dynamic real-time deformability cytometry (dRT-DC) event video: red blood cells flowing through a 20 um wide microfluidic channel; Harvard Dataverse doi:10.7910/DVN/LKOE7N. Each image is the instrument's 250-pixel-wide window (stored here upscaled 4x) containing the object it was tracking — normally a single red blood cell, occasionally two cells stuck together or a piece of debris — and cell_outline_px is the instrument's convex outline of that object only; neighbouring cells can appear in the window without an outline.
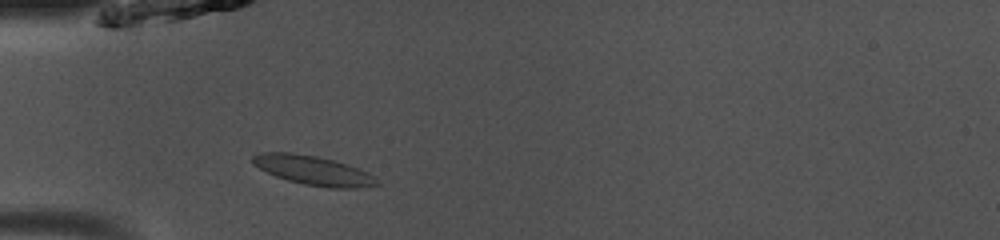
{"species": "common noctule bat (a hibernating species)", "species_latin": "Nyctalus noctula", "temperature_condition": "room temperature", "stored_images_in_passage": 39, "camera_frame_rate_fps": 3000, "um_per_image_px": 0.085, "animal": {"sex": "male", "body_mass_g": 13.0, "forearm_length_mm": 53.1}, "frame": {"image": 1, "passage_image": 5, "time_ms": 1.333, "image_size_px": [1000, 240], "cell_outline_px": [[380, 184], [360, 188], [328, 188], [304, 184], [288, 180], [276, 176], [260, 168], [252, 160], [252, 156], [260, 152], [292, 152], [316, 156], [348, 164], [368, 172]], "centroid_in_image_um": [26.65, 14.48], "position_along_channel_um": 58.4, "area_um2": 20.98}}
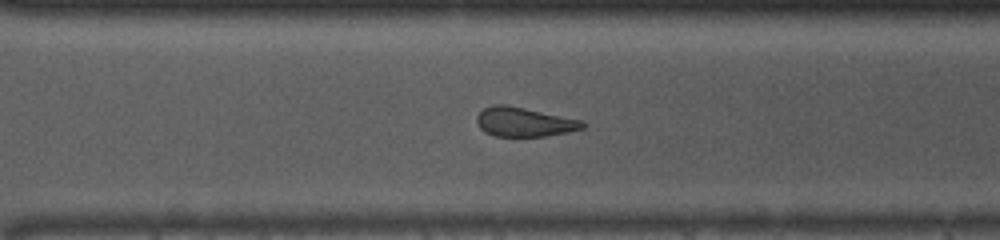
{"frame": {"image": 2, "passage_image": 25, "time_ms": 8.0, "image_size_px": [1000, 240], "cell_outline_px": [[588, 124], [584, 128], [568, 132], [544, 136], [496, 136], [484, 132], [480, 128], [476, 120], [476, 116], [484, 108], [492, 104], [504, 104], [584, 120]], "centroid_in_image_um": [44.58, 10.36], "position_along_channel_um": 326.0, "area_um2": 18.15}}
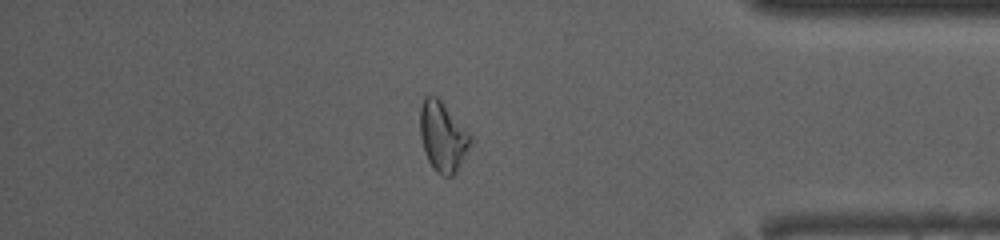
{"frame": {"image": 3, "passage_image": 32, "time_ms": 10.333, "image_size_px": [1000, 240], "cell_outline_px": [[472, 140], [456, 172], [452, 176], [444, 176], [436, 172], [432, 168], [424, 152], [420, 136], [420, 108], [424, 96], [436, 96], [472, 132]], "centroid_in_image_um": [37.64, 11.6], "position_along_channel_um": 397.6, "area_um2": 20.69}, "authors_computed_cell_mechanics": {"area_um2": 19.1896, "velocity_mm_per_s": 4.0794, "shape_relaxation_time_tau1_ms": null, "shape_relaxation_time_tau2_ms": 3.7567, "deformation_change_tau1": null, "deformation_change_tau2": 0.0861}}